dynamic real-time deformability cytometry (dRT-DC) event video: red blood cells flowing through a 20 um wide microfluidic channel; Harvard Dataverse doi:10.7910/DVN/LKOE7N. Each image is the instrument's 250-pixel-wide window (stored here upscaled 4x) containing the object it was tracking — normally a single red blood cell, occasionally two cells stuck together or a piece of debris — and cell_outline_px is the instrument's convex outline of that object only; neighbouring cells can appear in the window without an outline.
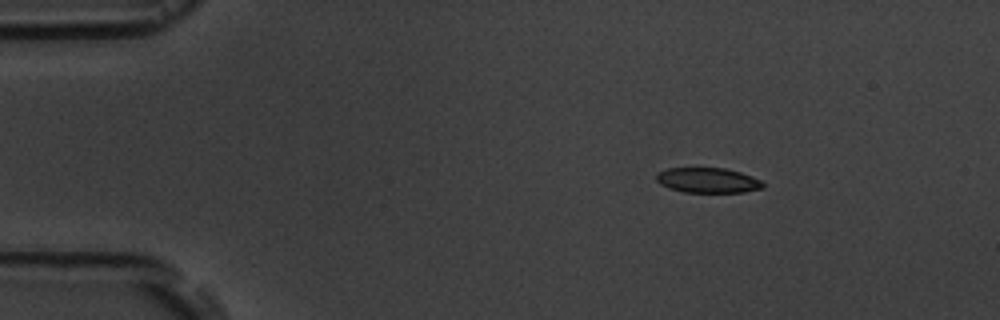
{"species": "common noctule bat (a hibernating species)", "species_latin": "Nyctalus noctula", "temperature_condition": "room temperature", "stored_images_in_passage": 4, "camera_frame_rate_fps": 3000, "um_per_image_px": 0.085, "animal": {"sex": "male", "body_mass_g": 19.5, "forearm_length_mm": 54.6}, "frame": {"image": 1, "passage_image": 1, "time_ms": 0.0, "image_size_px": [1000, 320], "cell_outline_px": [[764, 188], [744, 192], [684, 192], [660, 184], [656, 180], [656, 172], [668, 168], [724, 168], [740, 172], [752, 176], [760, 180], [764, 184]], "centroid_in_image_um": [60.17, 15.32], "position_along_channel_um": 24.8, "area_um2": 15.55}}
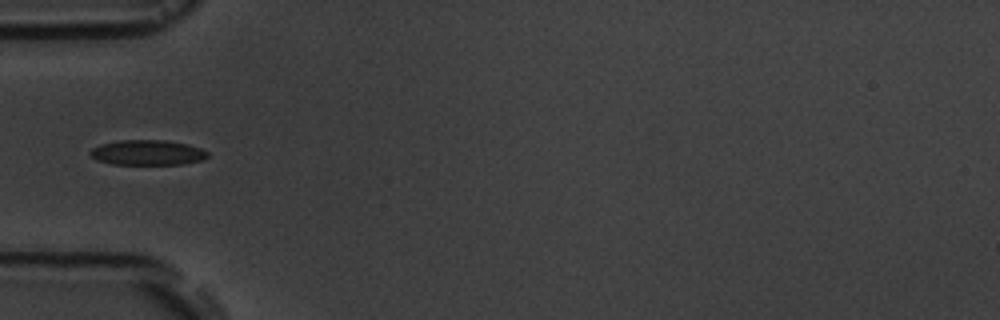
{"frame": {"image": 2, "passage_image": 4, "time_ms": 3.333, "image_size_px": [1000, 320], "cell_outline_px": [[208, 156], [200, 160], [184, 164], [112, 164], [96, 160], [88, 152], [92, 148], [100, 144], [120, 140], [164, 140], [188, 144], [200, 148], [208, 152]], "centroid_in_image_um": [12.51, 12.96], "position_along_channel_um": 72.5, "area_um2": 17.17}}